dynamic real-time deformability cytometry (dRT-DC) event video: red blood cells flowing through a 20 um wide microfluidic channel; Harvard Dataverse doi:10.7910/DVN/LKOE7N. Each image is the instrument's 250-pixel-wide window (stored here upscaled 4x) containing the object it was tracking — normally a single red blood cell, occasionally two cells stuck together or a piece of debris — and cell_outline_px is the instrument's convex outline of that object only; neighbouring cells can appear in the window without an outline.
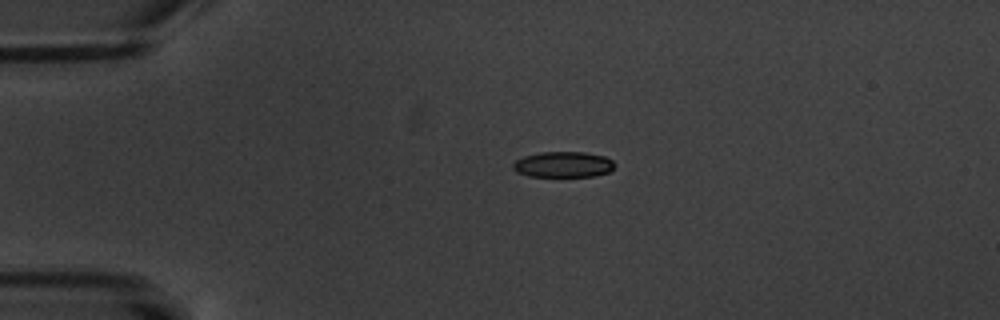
{"species": "common noctule bat (a hibernating species)", "species_latin": "Nyctalus noctula", "temperature_condition": "warm", "stored_images_in_passage": 6, "camera_frame_rate_fps": 3000, "um_per_image_px": 0.085, "animal": {"sex": "male", "body_mass_g": 20.1, "forearm_length_mm": 53.5}, "frame": {"image": 1, "passage_image": 5, "time_ms": 4.667, "image_size_px": [1000, 320], "cell_outline_px": [[616, 164], [612, 172], [592, 176], [528, 176], [516, 172], [512, 168], [512, 164], [516, 160], [524, 156], [540, 152], [584, 152], [604, 156], [612, 160]], "centroid_in_image_um": [47.89, 13.98], "position_along_channel_um": 37.1, "area_um2": 15.37}}